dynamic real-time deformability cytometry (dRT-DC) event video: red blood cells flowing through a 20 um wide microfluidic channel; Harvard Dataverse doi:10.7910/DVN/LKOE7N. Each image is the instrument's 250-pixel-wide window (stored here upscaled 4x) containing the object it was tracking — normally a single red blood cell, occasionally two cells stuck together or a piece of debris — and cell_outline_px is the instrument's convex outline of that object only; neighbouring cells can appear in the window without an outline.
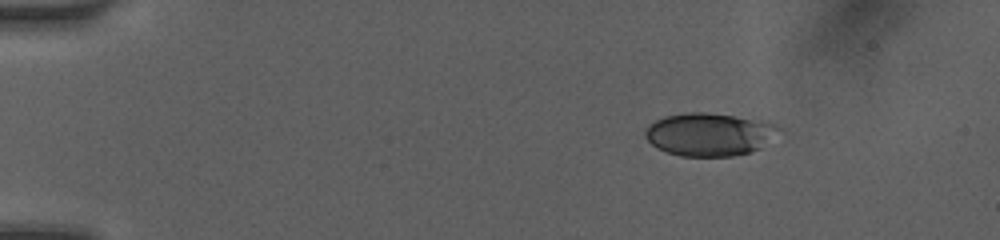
{"species": "human", "species_latin": "Homo sapiens", "temperature_condition": "room temperature", "stored_images_in_passage": 5, "camera_frame_rate_fps": 3000, "um_per_image_px": 0.085, "donor": {"sex": "female"}, "frame": {"image": 1, "passage_image": 2, "time_ms": 1.333, "image_size_px": [1000, 240], "cell_outline_px": [[784, 132], [760, 148], [752, 152], [732, 156], [680, 156], [656, 148], [644, 136], [644, 132], [648, 124], [664, 116], [684, 112], [704, 112], [732, 116], [772, 124], [784, 128]], "centroid_in_image_um": [60.3, 11.43], "position_along_channel_um": 24.7, "area_um2": 33.58}}
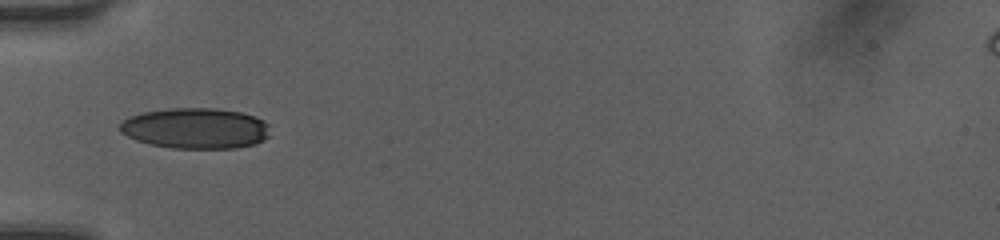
{"frame": {"image": 2, "passage_image": 5, "time_ms": 4.667, "image_size_px": [1000, 240], "cell_outline_px": [[268, 136], [264, 140], [256, 144], [236, 148], [172, 148], [152, 144], [136, 140], [120, 132], [120, 124], [128, 116], [144, 112], [172, 108], [216, 108], [240, 112], [264, 120], [268, 124]], "centroid_in_image_um": [16.63, 10.91], "position_along_channel_um": 68.4, "area_um2": 35.55}}